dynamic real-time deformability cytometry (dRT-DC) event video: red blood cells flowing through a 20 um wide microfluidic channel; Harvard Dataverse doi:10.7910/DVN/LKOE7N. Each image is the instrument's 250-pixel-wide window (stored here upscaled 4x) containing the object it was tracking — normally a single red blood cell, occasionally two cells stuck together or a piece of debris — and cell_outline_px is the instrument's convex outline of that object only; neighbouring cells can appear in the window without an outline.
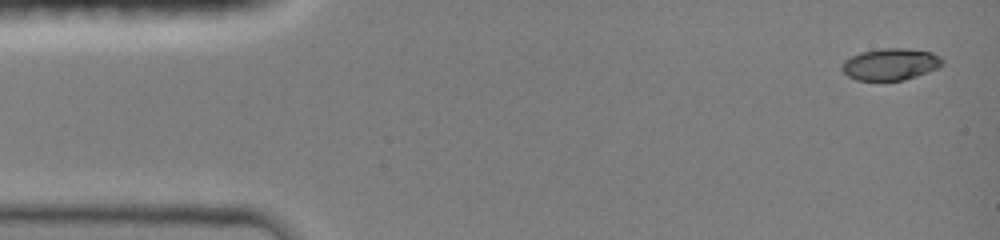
{"species": "common noctule bat (a hibernating species)", "species_latin": "Nyctalus noctula", "temperature_condition": "room temperature", "stored_images_in_passage": 9, "camera_frame_rate_fps": 3000, "um_per_image_px": 0.085, "animal": {"sex": "female", "body_mass_g": 19.0, "forearm_length_mm": 51.5}, "frame": {"image": 1, "passage_image": 1, "time_ms": 0.0, "image_size_px": [1000, 240], "cell_outline_px": [[944, 64], [940, 68], [904, 80], [856, 80], [848, 76], [840, 68], [844, 60], [860, 52], [884, 48], [904, 48], [932, 52], [940, 56], [944, 60]], "centroid_in_image_um": [75.72, 5.46], "position_along_channel_um": 9.3, "area_um2": 18.73}}
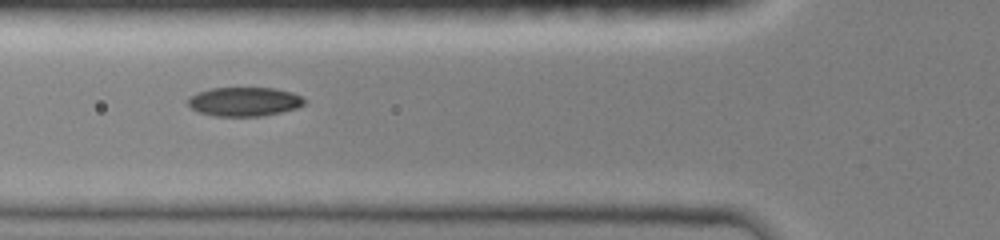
{"frame": {"image": 2, "passage_image": 6, "time_ms": 5.0, "image_size_px": [1000, 240], "cell_outline_px": [[304, 104], [296, 108], [280, 112], [260, 116], [216, 116], [200, 112], [192, 108], [188, 104], [188, 96], [196, 92], [212, 88], [276, 88], [292, 92], [300, 96], [304, 100]], "centroid_in_image_um": [20.74, 8.63], "position_along_channel_um": 105.1, "area_um2": 19.59}}
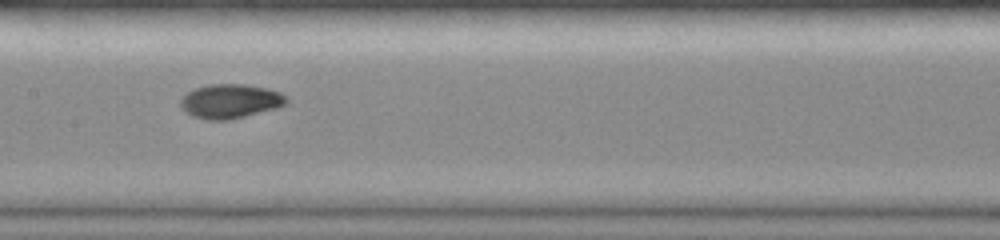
{"frame": {"image": 3, "passage_image": 8, "time_ms": 7.0, "image_size_px": [1000, 240], "cell_outline_px": [[288, 100], [284, 104], [276, 108], [228, 120], [208, 120], [192, 116], [184, 112], [180, 104], [180, 100], [188, 92], [196, 88], [208, 84], [244, 84], [268, 88], [280, 92]], "centroid_in_image_um": [19.54, 8.6], "position_along_channel_um": 187.9, "area_um2": 20.98}}